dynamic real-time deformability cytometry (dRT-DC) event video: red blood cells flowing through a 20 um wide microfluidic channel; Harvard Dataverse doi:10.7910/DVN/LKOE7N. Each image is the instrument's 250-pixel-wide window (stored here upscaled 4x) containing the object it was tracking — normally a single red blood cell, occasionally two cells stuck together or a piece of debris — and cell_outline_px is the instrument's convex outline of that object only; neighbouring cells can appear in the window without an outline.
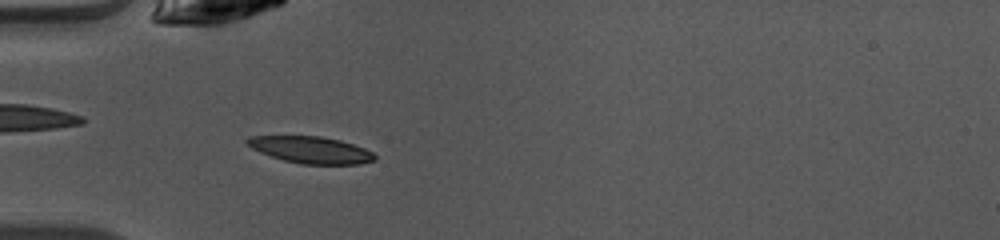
{"species": "common noctule bat (a hibernating species)", "species_latin": "Nyctalus noctula", "temperature_condition": "warm", "stored_images_in_passage": 36, "camera_frame_rate_fps": 3000, "um_per_image_px": 0.085, "animal": {"sex": "female", "body_mass_g": 10.0, "forearm_length_mm": 53.1}, "frame": {"image": 1, "passage_image": 2, "time_ms": 0.333, "image_size_px": [1000, 240], "cell_outline_px": [[376, 160], [360, 164], [300, 164], [284, 160], [260, 152], [252, 148], [244, 140], [248, 136], [320, 136], [340, 140], [364, 148], [372, 152], [376, 156]], "centroid_in_image_um": [26.43, 12.74], "position_along_channel_um": 58.6, "area_um2": 19.83}}
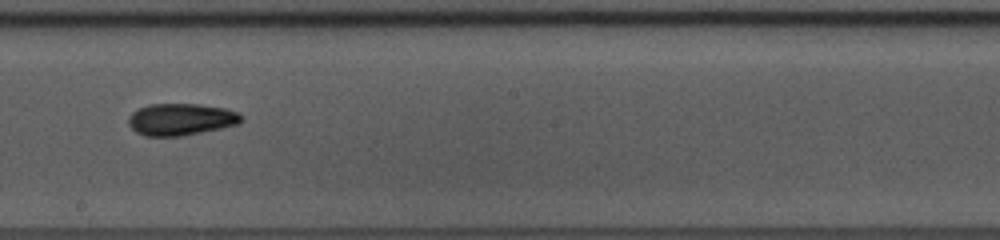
{"frame": {"image": 2, "passage_image": 15, "time_ms": 4.667, "image_size_px": [1000, 240], "cell_outline_px": [[240, 124], [180, 136], [144, 136], [136, 132], [128, 124], [128, 116], [136, 108], [148, 104], [200, 104], [224, 108], [236, 112], [240, 116]], "centroid_in_image_um": [15.3, 10.14], "position_along_channel_um": 232.9, "area_um2": 20.92}}
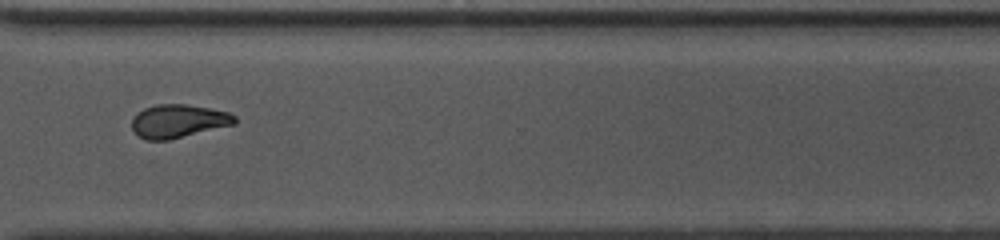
{"frame": {"image": 3, "passage_image": 24, "time_ms": 7.667, "image_size_px": [1000, 240], "cell_outline_px": [[236, 124], [168, 140], [144, 140], [136, 136], [132, 128], [132, 120], [136, 112], [144, 108], [156, 104], [184, 104], [208, 108], [228, 112], [236, 116]], "centroid_in_image_um": [15.12, 10.3], "position_along_channel_um": 355.5, "area_um2": 20.11}, "authors_computed_cell_mechanics": {"area_um2": 19.9699, "velocity_mm_per_s": 4.1038, "shape_relaxation_time_tau1_ms": 10.4746, "shape_relaxation_time_tau2_ms": 3.3932, "deformation_change_tau1": 0.2294, "deformation_change_tau2": 0.0959}}